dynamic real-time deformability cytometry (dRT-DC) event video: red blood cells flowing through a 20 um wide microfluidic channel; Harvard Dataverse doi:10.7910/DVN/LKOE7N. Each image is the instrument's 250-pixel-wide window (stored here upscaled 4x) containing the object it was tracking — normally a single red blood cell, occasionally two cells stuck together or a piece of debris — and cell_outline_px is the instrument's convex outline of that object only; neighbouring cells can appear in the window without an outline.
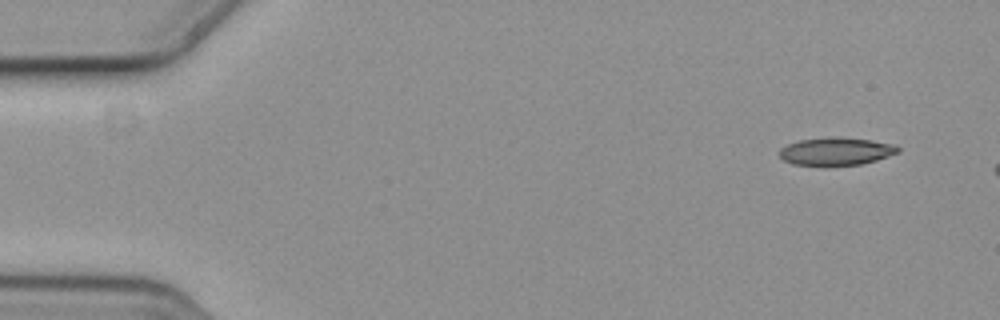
{"species": "common noctule bat (a hibernating species)", "species_latin": "Nyctalus noctula", "temperature_condition": "cold", "stored_images_in_passage": 3, "camera_frame_rate_fps": 3000, "um_per_image_px": 0.085, "animal": {"sex": "female", "body_mass_g": 19.3, "forearm_length_mm": 54.1}, "frame": {"image": 1, "passage_image": 1, "time_ms": 0.0, "image_size_px": [1000, 320], "cell_outline_px": [[900, 152], [876, 160], [860, 164], [792, 164], [784, 160], [780, 156], [780, 148], [788, 144], [800, 140], [836, 136], [840, 136], [872, 140], [896, 144], [900, 148]], "centroid_in_image_um": [71.12, 12.83], "position_along_channel_um": 13.9, "area_um2": 18.96}}